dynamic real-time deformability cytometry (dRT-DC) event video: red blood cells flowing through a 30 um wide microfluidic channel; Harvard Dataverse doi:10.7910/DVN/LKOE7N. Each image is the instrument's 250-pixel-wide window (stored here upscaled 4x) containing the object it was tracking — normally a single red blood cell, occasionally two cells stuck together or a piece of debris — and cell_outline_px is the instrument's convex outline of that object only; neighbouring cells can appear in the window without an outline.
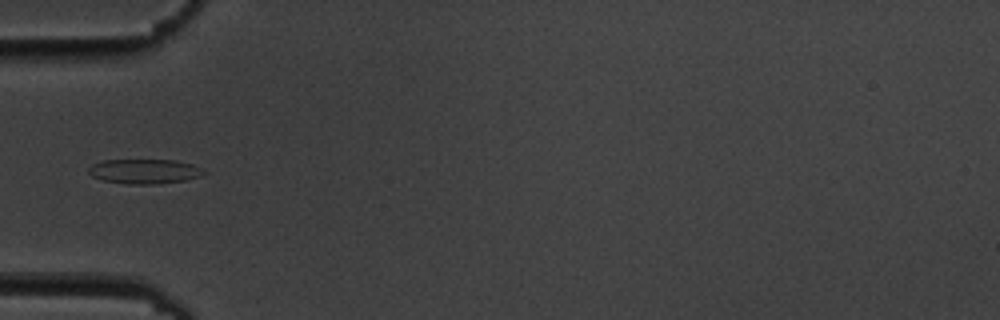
{"species": "common noctule bat (a hibernating species)", "species_latin": "Nyctalus noctula", "temperature_condition": "cold", "stored_images_in_passage": 9, "camera_frame_rate_fps": 3000, "um_per_image_px": 0.085, "animal": {"sex": "male", "body_mass_g": 19.5, "forearm_length_mm": 54.6}, "frame": {"image": 1, "passage_image": 4, "time_ms": 3.333, "image_size_px": [1000, 320], "cell_outline_px": [[208, 172], [200, 176], [188, 180], [156, 184], [128, 184], [104, 180], [92, 176], [88, 172], [88, 168], [92, 164], [104, 160], [176, 160], [192, 164]], "centroid_in_image_um": [12.3, 14.56], "position_along_channel_um": 72.7, "area_um2": 16.59}}
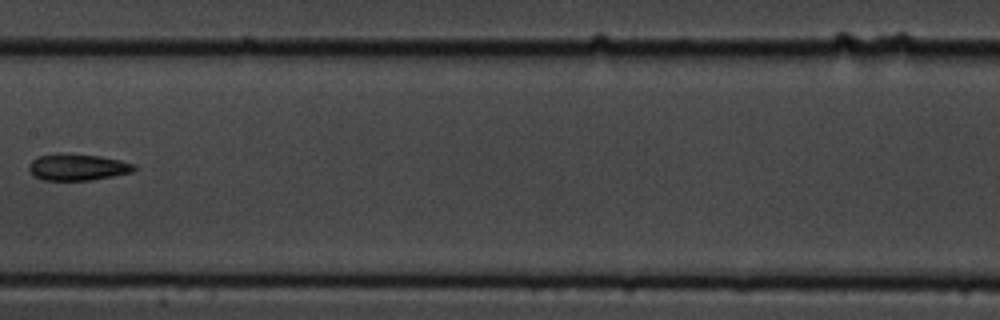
{"frame": {"image": 2, "passage_image": 7, "time_ms": 7.0, "image_size_px": [1000, 320], "cell_outline_px": [[136, 168], [132, 172], [92, 180], [44, 180], [32, 176], [28, 168], [28, 164], [32, 160], [40, 156], [56, 152], [60, 152], [100, 156], [120, 160], [136, 164]], "centroid_in_image_um": [6.56, 14.19], "position_along_channel_um": 200.8, "area_um2": 16.53}}
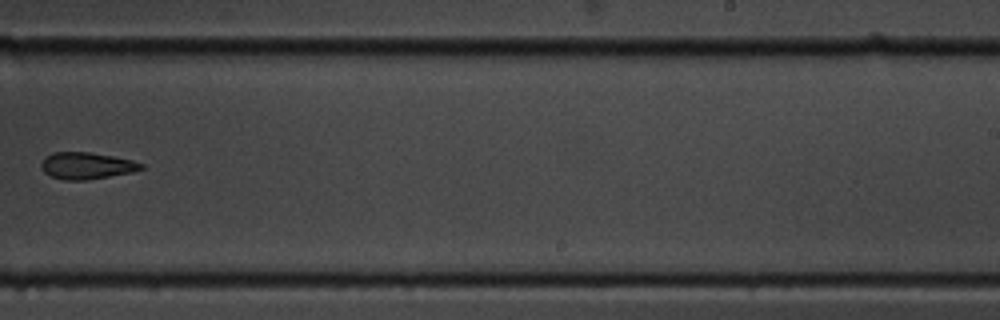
{"frame": {"image": 3, "passage_image": 9, "time_ms": 9.333, "image_size_px": [1000, 320], "cell_outline_px": [[144, 168], [132, 172], [84, 180], [64, 180], [52, 176], [44, 172], [40, 164], [44, 156], [52, 152], [88, 152], [112, 156], [132, 160], [144, 164]], "centroid_in_image_um": [7.33, 14.07], "position_along_channel_um": 281.7, "area_um2": 15.49}}